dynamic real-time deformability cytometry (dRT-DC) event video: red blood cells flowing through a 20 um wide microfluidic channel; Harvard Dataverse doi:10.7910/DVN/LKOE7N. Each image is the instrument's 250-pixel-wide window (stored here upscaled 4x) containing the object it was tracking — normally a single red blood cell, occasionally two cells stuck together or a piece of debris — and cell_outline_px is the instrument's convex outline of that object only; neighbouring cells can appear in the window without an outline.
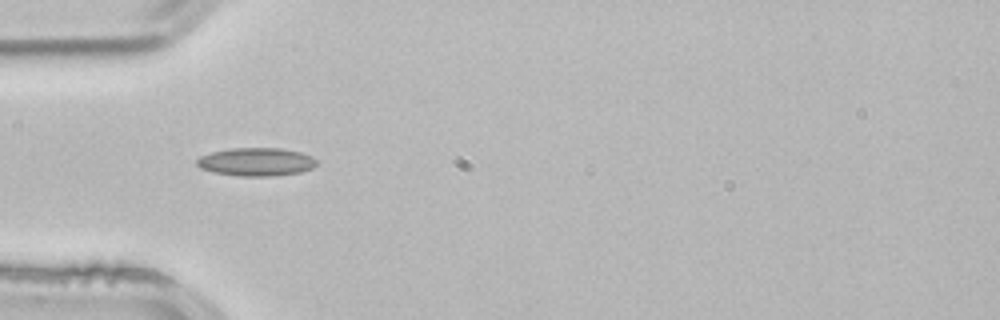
{"species": "common noctule bat (a hibernating species)", "species_latin": "Nyctalus noctula", "temperature_condition": "room temperature", "stored_images_in_passage": 1, "camera_frame_rate_fps": 3000, "um_per_image_px": 0.085, "animal": {"sex": "male", "body_mass_g": 21.5, "forearm_length_mm": 52.0}, "frame": {"image": 1, "passage_image": 1, "time_ms": 0.0, "image_size_px": [1000, 320], "cell_outline_px": [[316, 164], [312, 168], [300, 172], [272, 176], [240, 176], [212, 172], [200, 168], [196, 164], [196, 160], [200, 156], [212, 152], [232, 148], [280, 148], [300, 152], [312, 156], [316, 160]], "centroid_in_image_um": [21.76, 13.76], "position_along_channel_um": 63.2, "area_um2": 19.65}}